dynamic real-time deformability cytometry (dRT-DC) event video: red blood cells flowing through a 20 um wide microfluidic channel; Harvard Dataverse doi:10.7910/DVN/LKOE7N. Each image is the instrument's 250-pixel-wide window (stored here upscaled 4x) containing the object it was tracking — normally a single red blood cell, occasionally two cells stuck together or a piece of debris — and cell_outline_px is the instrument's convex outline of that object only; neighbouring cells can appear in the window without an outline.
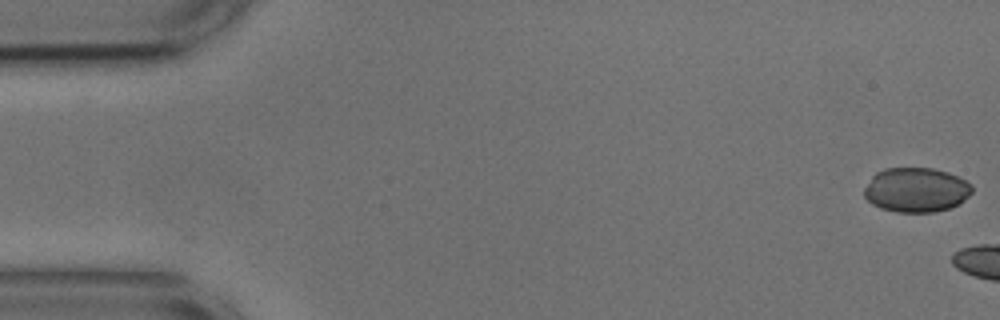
{"species": "common noctule bat (a hibernating species)", "species_latin": "Nyctalus noctula", "temperature_condition": "cold", "stored_images_in_passage": 5, "camera_frame_rate_fps": 3000, "um_per_image_px": 0.085, "animal": {"sex": "male", "body_mass_g": 17.9, "forearm_length_mm": 54.2}, "frame": {"image": 1, "passage_image": 1, "time_ms": 0.0, "image_size_px": [1000, 320], "cell_outline_px": [[972, 192], [960, 204], [948, 208], [932, 212], [896, 212], [880, 208], [872, 204], [864, 196], [864, 188], [872, 176], [876, 172], [884, 168], [932, 168], [948, 172], [972, 184]], "centroid_in_image_um": [77.86, 16.14], "position_along_channel_um": 7.1, "area_um2": 28.03}}